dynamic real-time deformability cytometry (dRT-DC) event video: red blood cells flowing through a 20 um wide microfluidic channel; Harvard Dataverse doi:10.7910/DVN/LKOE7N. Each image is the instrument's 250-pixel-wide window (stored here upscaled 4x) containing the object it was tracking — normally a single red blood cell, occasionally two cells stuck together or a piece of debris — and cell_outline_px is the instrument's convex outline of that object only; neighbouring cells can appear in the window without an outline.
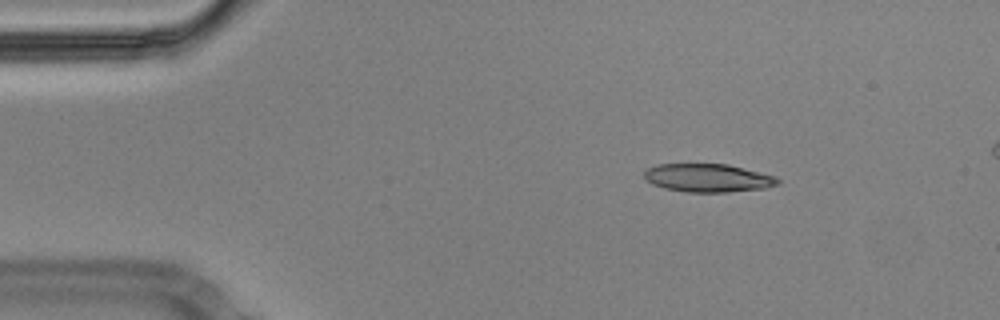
{"species": "Egyptian fruit bat (a non-hibernating species)", "species_latin": "Rousettus aegyptiacus", "temperature_condition": "cold", "stored_images_in_passage": 48, "camera_frame_rate_fps": 3000, "um_per_image_px": 0.085, "animal": {"sex": "male"}, "frame": {"image": 1, "passage_image": 1, "time_ms": 0.0, "image_size_px": [1000, 320], "cell_outline_px": [[780, 184], [764, 188], [728, 192], [688, 192], [664, 188], [652, 184], [644, 176], [644, 172], [648, 168], [656, 164], [728, 164], [776, 176], [780, 180]], "centroid_in_image_um": [60.19, 15.12], "position_along_channel_um": 24.8, "area_um2": 21.96}}
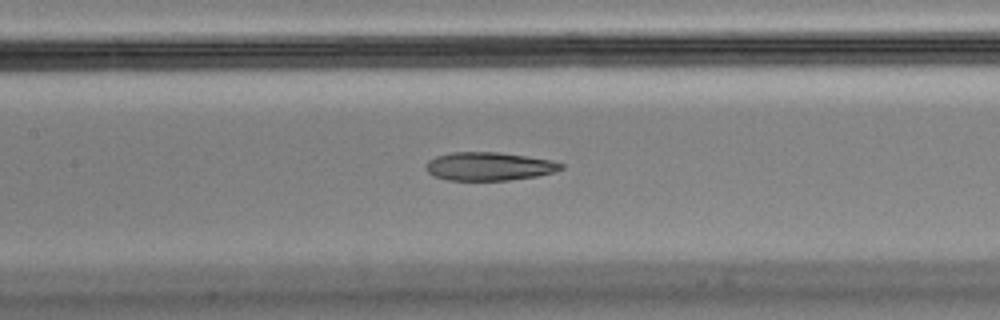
{"frame": {"image": 2, "passage_image": 18, "time_ms": 5.667, "image_size_px": [1000, 320], "cell_outline_px": [[564, 168], [552, 172], [536, 176], [508, 180], [448, 180], [436, 176], [428, 172], [424, 168], [424, 164], [428, 160], [436, 156], [452, 152], [496, 152], [552, 160], [564, 164]], "centroid_in_image_um": [41.53, 14.13], "position_along_channel_um": 165.9, "area_um2": 22.2}}
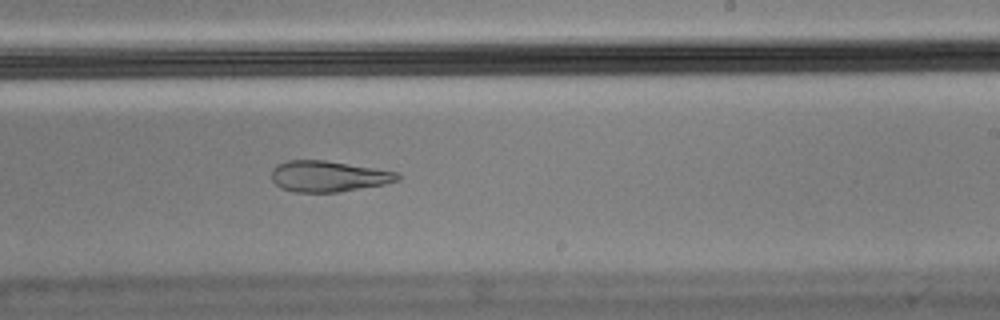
{"frame": {"image": 3, "passage_image": 26, "time_ms": 8.333, "image_size_px": [1000, 320], "cell_outline_px": [[400, 180], [384, 184], [336, 192], [296, 192], [280, 188], [272, 180], [272, 168], [276, 164], [288, 160], [324, 160], [376, 168], [400, 172]], "centroid_in_image_um": [27.91, 14.97], "position_along_channel_um": 261.1, "area_um2": 22.77}, "authors_computed_cell_mechanics": {"area_um2": 23.8136, "velocity_mm_per_s": 3.5795, "shape_relaxation_time_tau1_ms": null, "shape_relaxation_time_tau2_ms": 3.554, "deformation_change_tau1": null, "deformation_change_tau2": 0.1174}}